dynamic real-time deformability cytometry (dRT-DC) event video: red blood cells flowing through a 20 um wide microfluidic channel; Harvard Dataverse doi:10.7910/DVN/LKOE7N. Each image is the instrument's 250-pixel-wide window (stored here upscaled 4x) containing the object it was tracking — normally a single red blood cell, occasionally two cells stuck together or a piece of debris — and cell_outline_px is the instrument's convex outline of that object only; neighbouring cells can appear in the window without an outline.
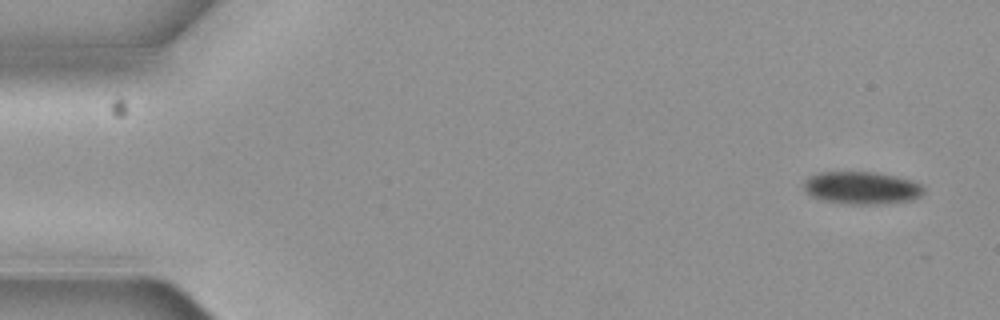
{"species": "common noctule bat (a hibernating species)", "species_latin": "Nyctalus noctula", "temperature_condition": "cold", "stored_images_in_passage": 5, "camera_frame_rate_fps": 3000, "um_per_image_px": 0.085, "animal": {"sex": "female", "body_mass_g": 19.3, "forearm_length_mm": 54.1}, "frame": {"image": 1, "passage_image": 1, "time_ms": 0.0, "image_size_px": [1000, 320], "cell_outline_px": [[924, 192], [920, 196], [908, 200], [880, 204], [840, 204], [820, 200], [804, 192], [804, 180], [808, 176], [820, 172], [876, 172], [896, 176], [912, 180], [920, 184], [924, 188]], "centroid_in_image_um": [73.19, 15.97], "position_along_channel_um": 11.8, "area_um2": 23.0}}